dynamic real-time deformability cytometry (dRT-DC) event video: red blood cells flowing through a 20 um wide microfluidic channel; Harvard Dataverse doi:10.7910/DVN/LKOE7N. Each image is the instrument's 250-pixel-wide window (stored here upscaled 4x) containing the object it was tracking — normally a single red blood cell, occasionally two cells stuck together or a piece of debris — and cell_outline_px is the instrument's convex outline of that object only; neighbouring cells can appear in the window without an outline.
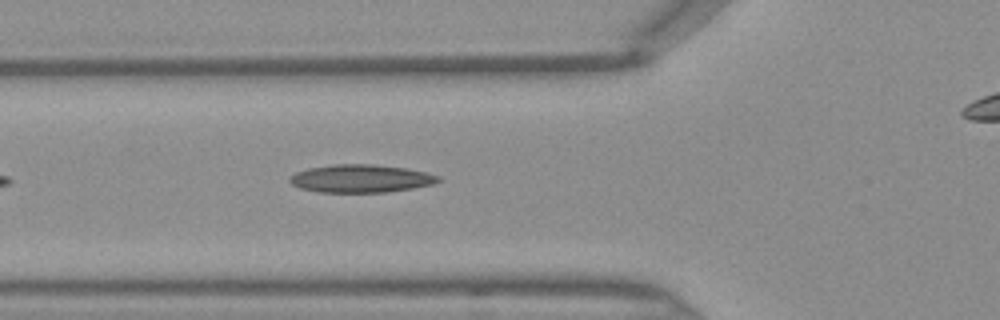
{"species": "Egyptian fruit bat (a non-hibernating species)", "species_latin": "Rousettus aegyptiacus", "temperature_condition": "warm", "stored_images_in_passage": 17, "camera_frame_rate_fps": 3000, "um_per_image_px": 0.085, "frame": {"image": 1, "passage_image": 6, "time_ms": 1.667, "image_size_px": [1000, 320], "cell_outline_px": [[444, 180], [432, 184], [412, 188], [384, 192], [320, 192], [300, 188], [292, 184], [288, 180], [288, 176], [296, 172], [308, 168], [332, 164], [372, 164], [404, 168], [424, 172], [440, 176]], "centroid_in_image_um": [30.64, 15.17], "position_along_channel_um": 95.2, "area_um2": 24.16}}
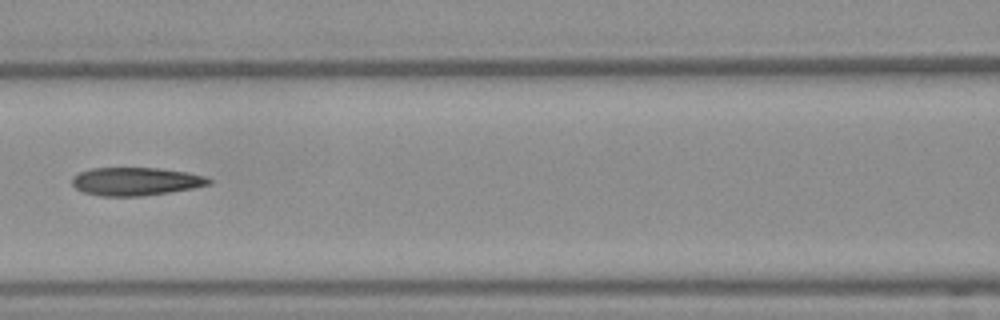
{"frame": {"image": 2, "passage_image": 10, "time_ms": 3.0, "image_size_px": [1000, 320], "cell_outline_px": [[212, 180], [208, 184], [192, 188], [168, 192], [140, 196], [104, 196], [84, 192], [76, 188], [72, 184], [72, 176], [80, 172], [92, 168], [164, 168], [188, 172], [204, 176]], "centroid_in_image_um": [11.52, 15.41], "position_along_channel_um": 155.1, "area_um2": 22.25}}